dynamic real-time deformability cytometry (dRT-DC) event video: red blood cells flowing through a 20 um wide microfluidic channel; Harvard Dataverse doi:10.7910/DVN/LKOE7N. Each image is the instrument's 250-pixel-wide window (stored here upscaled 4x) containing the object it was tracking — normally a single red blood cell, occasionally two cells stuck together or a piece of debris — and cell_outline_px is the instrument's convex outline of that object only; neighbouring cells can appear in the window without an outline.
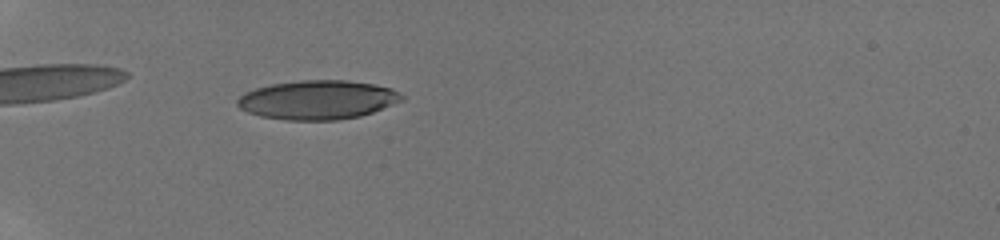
{"species": "human", "species_latin": "Homo sapiens", "temperature_condition": "room temperature", "stored_images_in_passage": 36, "camera_frame_rate_fps": 3000, "um_per_image_px": 0.085, "donor": {"sex": "male"}, "frame": {"image": 1, "passage_image": 3, "time_ms": 0.667, "image_size_px": [1000, 240], "cell_outline_px": [[404, 100], [372, 112], [360, 116], [336, 120], [284, 120], [260, 116], [248, 112], [240, 108], [236, 104], [236, 100], [244, 92], [256, 88], [272, 84], [300, 80], [348, 80], [376, 84], [392, 88], [404, 96]], "centroid_in_image_um": [27.0, 8.48], "position_along_channel_um": 58.0, "area_um2": 37.57}}
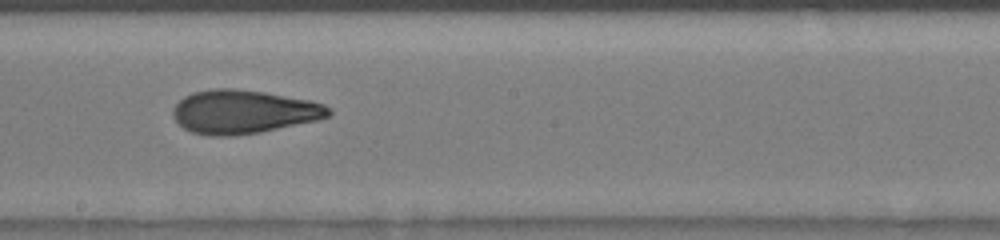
{"frame": {"image": 2, "passage_image": 17, "time_ms": 5.333, "image_size_px": [1000, 240], "cell_outline_px": [[332, 112], [328, 116], [316, 120], [260, 132], [232, 136], [212, 136], [192, 132], [184, 128], [172, 116], [172, 108], [184, 96], [192, 92], [216, 88], [232, 88], [264, 92], [308, 100], [324, 104], [332, 108]], "centroid_in_image_um": [20.67, 9.5], "position_along_channel_um": 227.5, "area_um2": 39.42}}
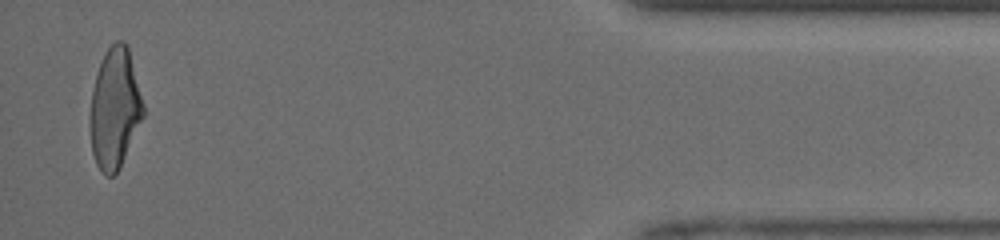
{"frame": {"image": 3, "passage_image": 35, "time_ms": 11.333, "image_size_px": [1000, 240], "cell_outline_px": [[144, 116], [120, 168], [112, 176], [104, 176], [100, 172], [96, 164], [92, 152], [92, 88], [100, 64], [108, 48], [116, 40], [124, 40], [128, 44], [144, 104]], "centroid_in_image_um": [9.8, 9.21], "position_along_channel_um": 425.4, "area_um2": 36.93}, "authors_computed_cell_mechanics": {"area_um2": 38.3503, "velocity_mm_per_s": 4.2248, "shape_relaxation_time_tau1_ms": 4.2554, "shape_relaxation_time_tau2_ms": 1.4069, "deformation_change_tau1": 0.1854, "deformation_change_tau2": 0.0861}}